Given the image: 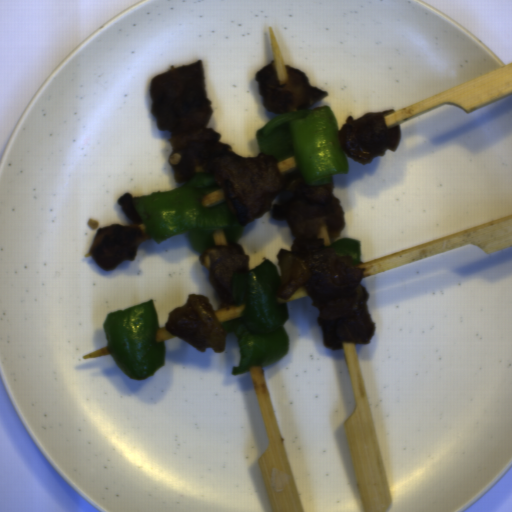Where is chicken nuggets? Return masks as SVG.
I'll list each match as a JSON object with an SVG mask.
<instances>
[{"instance_id":"90cb4de2","label":"chicken nuggets","mask_w":512,"mask_h":512,"mask_svg":"<svg viewBox=\"0 0 512 512\" xmlns=\"http://www.w3.org/2000/svg\"><path fill=\"white\" fill-rule=\"evenodd\" d=\"M152 113L159 131L170 135L169 160L174 180L182 183L199 172H209L222 189L223 198L240 225L261 219L286 221L291 250L280 249L276 258L281 276L276 297L290 298L303 288L314 307L327 349L343 343H370L375 323L362 284L364 270L350 257L324 248L329 238L339 237L345 226L334 186L309 185L299 172L283 175L279 161L269 154L242 158L232 146L221 143L220 133L207 128L212 104L207 98L202 59L175 68L151 80Z\"/></svg>"},{"instance_id":"f4ed5422","label":"chicken nuggets","mask_w":512,"mask_h":512,"mask_svg":"<svg viewBox=\"0 0 512 512\" xmlns=\"http://www.w3.org/2000/svg\"><path fill=\"white\" fill-rule=\"evenodd\" d=\"M394 111L367 112L358 118L348 116L339 131L345 157L360 165H369L376 157L386 155L387 150L398 151L402 140L400 126H388L384 119Z\"/></svg>"},{"instance_id":"cc037f56","label":"chicken nuggets","mask_w":512,"mask_h":512,"mask_svg":"<svg viewBox=\"0 0 512 512\" xmlns=\"http://www.w3.org/2000/svg\"><path fill=\"white\" fill-rule=\"evenodd\" d=\"M133 195L125 193L117 199L130 224H112L97 230L89 248L90 257L105 271L110 272L125 260L135 259L146 240L153 239L137 214Z\"/></svg>"},{"instance_id":"bb5aeace","label":"chicken nuggets","mask_w":512,"mask_h":512,"mask_svg":"<svg viewBox=\"0 0 512 512\" xmlns=\"http://www.w3.org/2000/svg\"><path fill=\"white\" fill-rule=\"evenodd\" d=\"M165 329L187 342L198 352L213 347L214 352L226 351L228 331L217 317L205 295H188L186 303L169 312Z\"/></svg>"},{"instance_id":"2cc3b61b","label":"chicken nuggets","mask_w":512,"mask_h":512,"mask_svg":"<svg viewBox=\"0 0 512 512\" xmlns=\"http://www.w3.org/2000/svg\"><path fill=\"white\" fill-rule=\"evenodd\" d=\"M288 80L281 84L276 61H272L255 74L258 93L263 98V108L271 113L284 115L304 108H312L328 96L327 91L310 85L308 76L301 70L286 65Z\"/></svg>"},{"instance_id":"73b27043","label":"chicken nuggets","mask_w":512,"mask_h":512,"mask_svg":"<svg viewBox=\"0 0 512 512\" xmlns=\"http://www.w3.org/2000/svg\"><path fill=\"white\" fill-rule=\"evenodd\" d=\"M201 265L208 272V280L214 289L221 308L232 305L233 273L248 270L250 255L241 244H226L208 248L199 255Z\"/></svg>"}]
</instances>
